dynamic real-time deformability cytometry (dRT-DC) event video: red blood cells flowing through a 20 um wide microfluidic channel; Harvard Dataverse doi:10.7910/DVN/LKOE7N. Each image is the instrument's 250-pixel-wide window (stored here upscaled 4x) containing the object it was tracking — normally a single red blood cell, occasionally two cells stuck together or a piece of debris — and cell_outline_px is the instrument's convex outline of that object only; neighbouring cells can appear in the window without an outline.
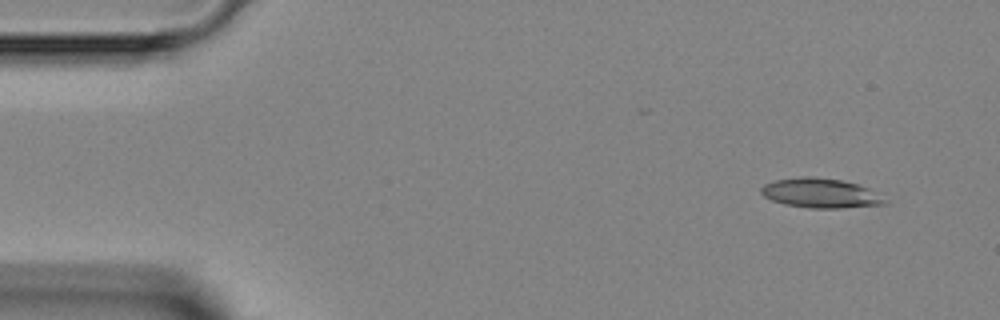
{"species": "Egyptian fruit bat (a non-hibernating species)", "species_latin": "Rousettus aegyptiacus", "temperature_condition": "room temperature", "stored_images_in_passage": 3, "camera_frame_rate_fps": 3000, "um_per_image_px": 0.085, "animal": {"sex": "female"}, "frame": {"image": 1, "passage_image": 1, "time_ms": 0.0, "image_size_px": [1000, 320], "cell_outline_px": [[884, 204], [840, 208], [808, 208], [784, 204], [772, 200], [764, 196], [760, 192], [760, 188], [764, 184], [776, 180], [804, 176], [808, 176], [840, 180], [856, 184], [868, 188], [884, 200]], "centroid_in_image_um": [69.66, 16.42], "position_along_channel_um": 15.3, "area_um2": 20.87}}